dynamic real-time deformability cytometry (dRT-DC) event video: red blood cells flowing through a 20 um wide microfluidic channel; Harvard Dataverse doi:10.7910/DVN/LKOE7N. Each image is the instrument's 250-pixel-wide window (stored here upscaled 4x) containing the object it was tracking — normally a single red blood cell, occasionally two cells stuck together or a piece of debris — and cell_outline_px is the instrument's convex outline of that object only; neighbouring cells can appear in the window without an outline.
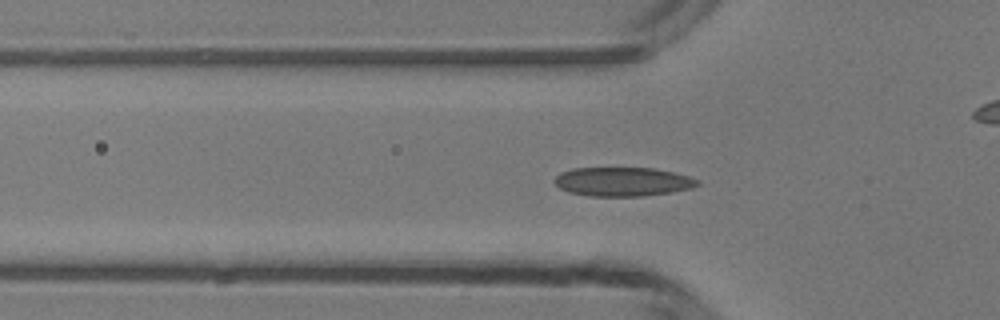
{"species": "common noctule bat (a hibernating species)", "species_latin": "Nyctalus noctula", "temperature_condition": "room temperature", "stored_images_in_passage": 49, "camera_frame_rate_fps": 3000, "um_per_image_px": 0.085, "animal": {"sex": "male", "body_mass_g": 13.3}, "frame": {"image": 1, "passage_image": 15, "time_ms": 4.667, "image_size_px": [1000, 320], "cell_outline_px": [[700, 184], [692, 188], [672, 192], [640, 196], [588, 196], [568, 192], [560, 188], [552, 180], [560, 172], [572, 168], [656, 168], [676, 172], [700, 180]], "centroid_in_image_um": [52.93, 15.44], "position_along_channel_um": 72.9, "area_um2": 24.39}}
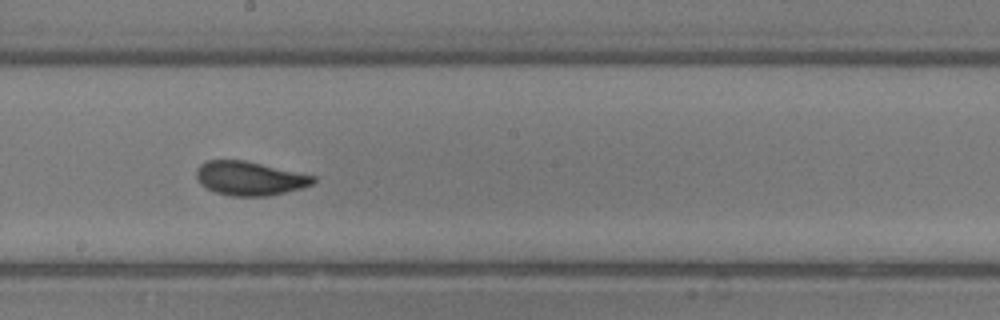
{"frame": {"image": 2, "passage_image": 26, "time_ms": 8.333, "image_size_px": [1000, 320], "cell_outline_px": [[316, 180], [312, 184], [300, 188], [268, 196], [232, 196], [216, 192], [200, 184], [196, 176], [196, 168], [200, 164], [208, 160], [244, 160], [316, 176]], "centroid_in_image_um": [21.2, 15.15], "position_along_channel_um": 227.0, "area_um2": 22.95}}
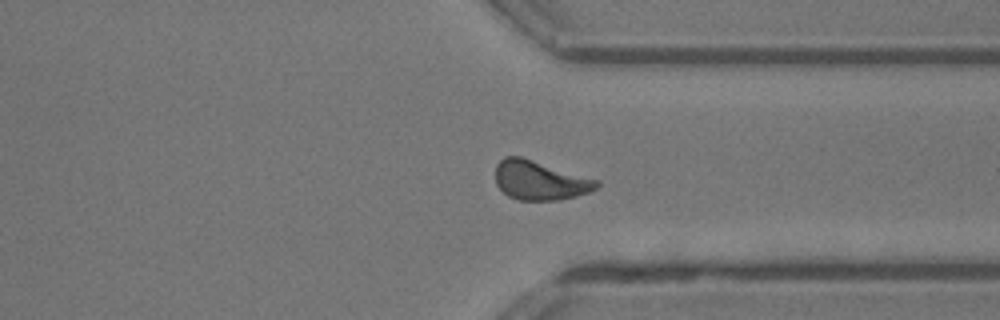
{"frame": {"image": 3, "passage_image": 36, "time_ms": 11.667, "image_size_px": [1000, 320], "cell_outline_px": [[600, 184], [596, 188], [588, 192], [576, 196], [560, 200], [520, 200], [508, 196], [496, 184], [496, 164], [504, 156], [520, 156], [600, 180]], "centroid_in_image_um": [45.9, 15.33], "position_along_channel_um": 365.5, "area_um2": 23.12}, "authors_computed_cell_mechanics": {"area_um2": 22.9466, "velocity_mm_per_s": 4.1769, "shape_relaxation_time_tau1_ms": 3.4491, "shape_relaxation_time_tau2_ms": 0.7966, "deformation_change_tau1": 0.1387, "deformation_change_tau2": 0.0601}}